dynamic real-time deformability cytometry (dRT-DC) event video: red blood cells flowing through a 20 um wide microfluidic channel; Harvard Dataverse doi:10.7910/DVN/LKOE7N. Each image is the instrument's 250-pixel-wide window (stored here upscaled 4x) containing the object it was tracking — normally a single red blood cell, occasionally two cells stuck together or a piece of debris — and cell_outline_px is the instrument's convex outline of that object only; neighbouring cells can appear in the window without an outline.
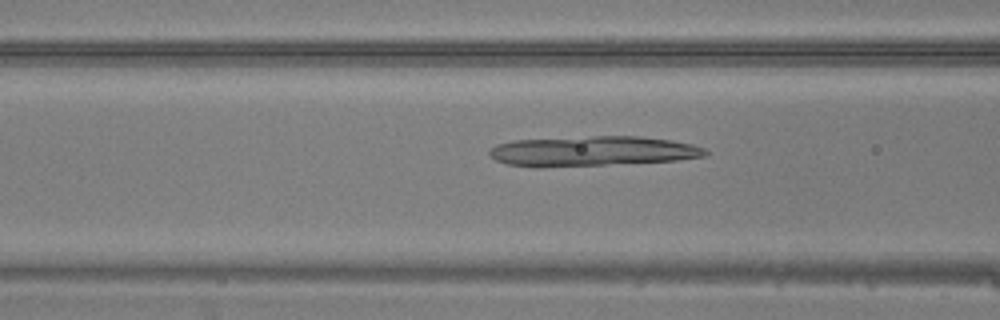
{"species": "common noctule bat (a hibernating species)", "species_latin": "Nyctalus noctula", "temperature_condition": "warm", "stored_images_in_passage": 47, "camera_frame_rate_fps": 3000, "um_per_image_px": 0.085, "animal": {"sex": "male", "body_mass_g": 20.5, "forearm_length_mm": 52.5}, "frame": {"image": 1, "passage_image": 19, "time_ms": 6.0, "image_size_px": [1000, 320], "cell_outline_px": [[708, 156], [676, 160], [540, 168], [536, 168], [508, 164], [496, 160], [488, 152], [496, 144], [512, 140], [592, 136], [640, 136], [672, 140], [692, 144], [704, 148], [708, 152]], "centroid_in_image_um": [50.34, 12.85], "position_along_channel_um": 116.3, "area_um2": 37.86}}
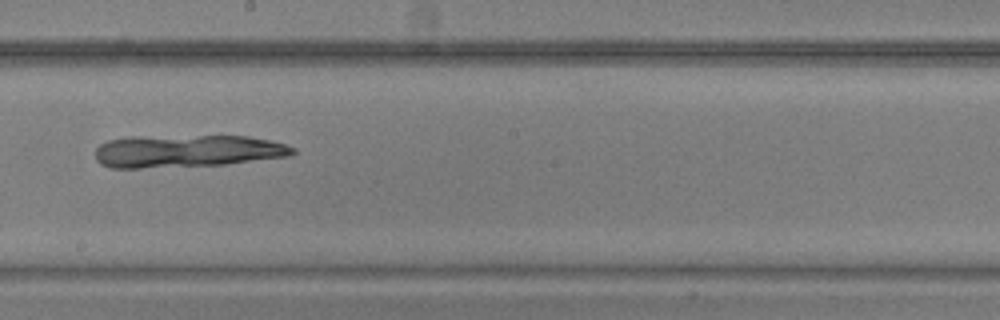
{"frame": {"image": 2, "passage_image": 27, "time_ms": 8.667, "image_size_px": [1000, 320], "cell_outline_px": [[296, 152], [288, 156], [224, 164], [140, 168], [112, 168], [100, 164], [96, 160], [96, 148], [100, 144], [108, 140], [132, 136], [248, 136], [272, 140], [296, 148]], "centroid_in_image_um": [15.87, 12.83], "position_along_channel_um": 232.3, "area_um2": 37.45}}
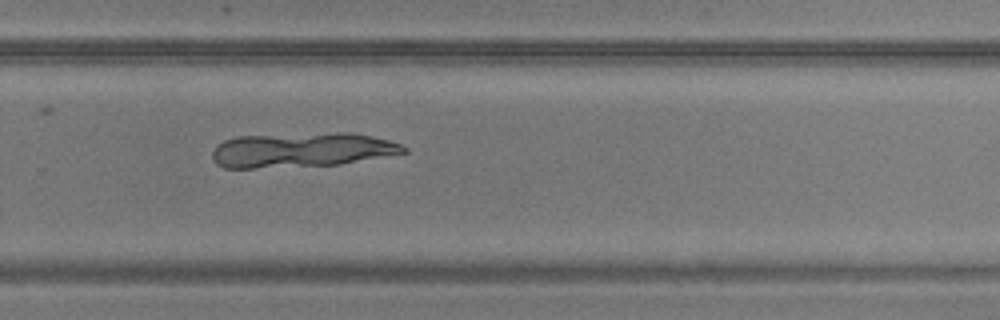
{"frame": {"image": 3, "passage_image": 32, "time_ms": 10.333, "image_size_px": [1000, 320], "cell_outline_px": [[408, 152], [340, 164], [252, 168], [224, 168], [216, 164], [212, 160], [212, 152], [216, 144], [224, 140], [240, 136], [340, 132], [352, 132], [372, 136], [388, 140], [400, 144], [408, 148]], "centroid_in_image_um": [25.62, 12.74], "position_along_channel_um": 304.2, "area_um2": 38.67}}